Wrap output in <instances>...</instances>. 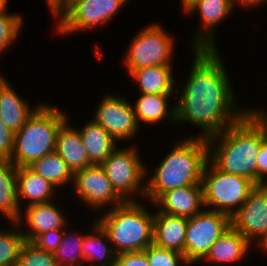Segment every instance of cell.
<instances>
[{
	"label": "cell",
	"instance_id": "cell-1",
	"mask_svg": "<svg viewBox=\"0 0 267 266\" xmlns=\"http://www.w3.org/2000/svg\"><path fill=\"white\" fill-rule=\"evenodd\" d=\"M191 51L192 68L185 82H180V86L176 83L173 97L179 98L175 101L176 125L199 126L202 131L193 137L208 139L236 123L251 106L244 108L239 104L218 49Z\"/></svg>",
	"mask_w": 267,
	"mask_h": 266
},
{
	"label": "cell",
	"instance_id": "cell-2",
	"mask_svg": "<svg viewBox=\"0 0 267 266\" xmlns=\"http://www.w3.org/2000/svg\"><path fill=\"white\" fill-rule=\"evenodd\" d=\"M267 138V121L251 107L222 133L209 137L208 160L220 171L239 175L257 185V156Z\"/></svg>",
	"mask_w": 267,
	"mask_h": 266
},
{
	"label": "cell",
	"instance_id": "cell-3",
	"mask_svg": "<svg viewBox=\"0 0 267 266\" xmlns=\"http://www.w3.org/2000/svg\"><path fill=\"white\" fill-rule=\"evenodd\" d=\"M179 140L171 144L172 149L150 173V178L146 177V202L153 203L171 189L201 185L202 172L208 161L207 140L191 135Z\"/></svg>",
	"mask_w": 267,
	"mask_h": 266
},
{
	"label": "cell",
	"instance_id": "cell-4",
	"mask_svg": "<svg viewBox=\"0 0 267 266\" xmlns=\"http://www.w3.org/2000/svg\"><path fill=\"white\" fill-rule=\"evenodd\" d=\"M145 202L125 201L121 205L102 211L96 218L117 254L144 251L153 244L155 211L152 212L143 204Z\"/></svg>",
	"mask_w": 267,
	"mask_h": 266
},
{
	"label": "cell",
	"instance_id": "cell-5",
	"mask_svg": "<svg viewBox=\"0 0 267 266\" xmlns=\"http://www.w3.org/2000/svg\"><path fill=\"white\" fill-rule=\"evenodd\" d=\"M48 104L42 103L15 132L14 150L9 160L14 166H29L55 151L58 131L70 117L65 110Z\"/></svg>",
	"mask_w": 267,
	"mask_h": 266
},
{
	"label": "cell",
	"instance_id": "cell-6",
	"mask_svg": "<svg viewBox=\"0 0 267 266\" xmlns=\"http://www.w3.org/2000/svg\"><path fill=\"white\" fill-rule=\"evenodd\" d=\"M201 186L204 208L232 217L257 185L246 177L220 171L208 160Z\"/></svg>",
	"mask_w": 267,
	"mask_h": 266
},
{
	"label": "cell",
	"instance_id": "cell-7",
	"mask_svg": "<svg viewBox=\"0 0 267 266\" xmlns=\"http://www.w3.org/2000/svg\"><path fill=\"white\" fill-rule=\"evenodd\" d=\"M136 145L135 143V145L128 144L129 147H117L100 165L106 172L114 190L124 201H137L136 196L138 201L140 197L144 201L145 179L149 175L150 169L142 162Z\"/></svg>",
	"mask_w": 267,
	"mask_h": 266
},
{
	"label": "cell",
	"instance_id": "cell-8",
	"mask_svg": "<svg viewBox=\"0 0 267 266\" xmlns=\"http://www.w3.org/2000/svg\"><path fill=\"white\" fill-rule=\"evenodd\" d=\"M159 22L149 23L137 31L124 56L126 71L156 65H173L175 41L172 34Z\"/></svg>",
	"mask_w": 267,
	"mask_h": 266
},
{
	"label": "cell",
	"instance_id": "cell-9",
	"mask_svg": "<svg viewBox=\"0 0 267 266\" xmlns=\"http://www.w3.org/2000/svg\"><path fill=\"white\" fill-rule=\"evenodd\" d=\"M231 227V217L222 212L203 209L188 218L184 256L194 266L209 253L216 240Z\"/></svg>",
	"mask_w": 267,
	"mask_h": 266
},
{
	"label": "cell",
	"instance_id": "cell-10",
	"mask_svg": "<svg viewBox=\"0 0 267 266\" xmlns=\"http://www.w3.org/2000/svg\"><path fill=\"white\" fill-rule=\"evenodd\" d=\"M128 2L129 0H82L55 22V32L68 36L108 25Z\"/></svg>",
	"mask_w": 267,
	"mask_h": 266
},
{
	"label": "cell",
	"instance_id": "cell-11",
	"mask_svg": "<svg viewBox=\"0 0 267 266\" xmlns=\"http://www.w3.org/2000/svg\"><path fill=\"white\" fill-rule=\"evenodd\" d=\"M109 93L105 94L99 104L95 106L92 119L102 126L118 143L129 139L130 142L141 132L132 102L130 103V100L120 94Z\"/></svg>",
	"mask_w": 267,
	"mask_h": 266
},
{
	"label": "cell",
	"instance_id": "cell-12",
	"mask_svg": "<svg viewBox=\"0 0 267 266\" xmlns=\"http://www.w3.org/2000/svg\"><path fill=\"white\" fill-rule=\"evenodd\" d=\"M72 187L75 196L79 197L78 201L89 206L95 213L96 210L102 212V209L108 210L125 202L116 193L100 165H93L74 172Z\"/></svg>",
	"mask_w": 267,
	"mask_h": 266
},
{
	"label": "cell",
	"instance_id": "cell-13",
	"mask_svg": "<svg viewBox=\"0 0 267 266\" xmlns=\"http://www.w3.org/2000/svg\"><path fill=\"white\" fill-rule=\"evenodd\" d=\"M237 5L235 0H198L187 9L184 15L197 14L201 21L191 37L192 49H218L216 28L235 12Z\"/></svg>",
	"mask_w": 267,
	"mask_h": 266
},
{
	"label": "cell",
	"instance_id": "cell-14",
	"mask_svg": "<svg viewBox=\"0 0 267 266\" xmlns=\"http://www.w3.org/2000/svg\"><path fill=\"white\" fill-rule=\"evenodd\" d=\"M231 226L240 232L253 247H256L264 238L267 233L266 186H256L246 202L231 217Z\"/></svg>",
	"mask_w": 267,
	"mask_h": 266
},
{
	"label": "cell",
	"instance_id": "cell-15",
	"mask_svg": "<svg viewBox=\"0 0 267 266\" xmlns=\"http://www.w3.org/2000/svg\"><path fill=\"white\" fill-rule=\"evenodd\" d=\"M54 202L56 201L53 200L29 206H24L23 204L24 208L22 210L24 211H21V214H23L20 215L17 223L25 241L32 242L38 235L44 232L55 229H65L68 224L70 225L67 215L65 216V214H63L66 212H63L59 208V205ZM24 227H26V230H24Z\"/></svg>",
	"mask_w": 267,
	"mask_h": 266
},
{
	"label": "cell",
	"instance_id": "cell-16",
	"mask_svg": "<svg viewBox=\"0 0 267 266\" xmlns=\"http://www.w3.org/2000/svg\"><path fill=\"white\" fill-rule=\"evenodd\" d=\"M173 216L193 217L204 209L202 186L192 185L162 193L151 206Z\"/></svg>",
	"mask_w": 267,
	"mask_h": 266
},
{
	"label": "cell",
	"instance_id": "cell-17",
	"mask_svg": "<svg viewBox=\"0 0 267 266\" xmlns=\"http://www.w3.org/2000/svg\"><path fill=\"white\" fill-rule=\"evenodd\" d=\"M176 94H145L140 93L133 105L136 120L141 128V122L153 126L161 121L176 125V103H170L171 97ZM164 120V121H163Z\"/></svg>",
	"mask_w": 267,
	"mask_h": 266
},
{
	"label": "cell",
	"instance_id": "cell-18",
	"mask_svg": "<svg viewBox=\"0 0 267 266\" xmlns=\"http://www.w3.org/2000/svg\"><path fill=\"white\" fill-rule=\"evenodd\" d=\"M188 218L155 211L153 244L184 254Z\"/></svg>",
	"mask_w": 267,
	"mask_h": 266
},
{
	"label": "cell",
	"instance_id": "cell-19",
	"mask_svg": "<svg viewBox=\"0 0 267 266\" xmlns=\"http://www.w3.org/2000/svg\"><path fill=\"white\" fill-rule=\"evenodd\" d=\"M253 246L248 240L232 226L222 234L216 242L211 246L209 253L202 260L203 263L212 264H235L240 263Z\"/></svg>",
	"mask_w": 267,
	"mask_h": 266
},
{
	"label": "cell",
	"instance_id": "cell-20",
	"mask_svg": "<svg viewBox=\"0 0 267 266\" xmlns=\"http://www.w3.org/2000/svg\"><path fill=\"white\" fill-rule=\"evenodd\" d=\"M51 182L35 173L28 166L17 167V191L20 209L25 206L53 201L58 192ZM57 191V192H56ZM26 200V201H25Z\"/></svg>",
	"mask_w": 267,
	"mask_h": 266
},
{
	"label": "cell",
	"instance_id": "cell-21",
	"mask_svg": "<svg viewBox=\"0 0 267 266\" xmlns=\"http://www.w3.org/2000/svg\"><path fill=\"white\" fill-rule=\"evenodd\" d=\"M89 229V233H84L81 245L83 266H115L117 253L107 233L94 219Z\"/></svg>",
	"mask_w": 267,
	"mask_h": 266
},
{
	"label": "cell",
	"instance_id": "cell-22",
	"mask_svg": "<svg viewBox=\"0 0 267 266\" xmlns=\"http://www.w3.org/2000/svg\"><path fill=\"white\" fill-rule=\"evenodd\" d=\"M14 89L8 80L0 87V118L5 126L15 133L26 123L42 101L31 106Z\"/></svg>",
	"mask_w": 267,
	"mask_h": 266
},
{
	"label": "cell",
	"instance_id": "cell-23",
	"mask_svg": "<svg viewBox=\"0 0 267 266\" xmlns=\"http://www.w3.org/2000/svg\"><path fill=\"white\" fill-rule=\"evenodd\" d=\"M69 122L68 119L58 131L55 151L74 173L77 170L93 166V164L83 146L79 131Z\"/></svg>",
	"mask_w": 267,
	"mask_h": 266
},
{
	"label": "cell",
	"instance_id": "cell-24",
	"mask_svg": "<svg viewBox=\"0 0 267 266\" xmlns=\"http://www.w3.org/2000/svg\"><path fill=\"white\" fill-rule=\"evenodd\" d=\"M173 65H156L132 71L129 77L137 82L140 93L176 94L177 79ZM176 79V80H175Z\"/></svg>",
	"mask_w": 267,
	"mask_h": 266
},
{
	"label": "cell",
	"instance_id": "cell-25",
	"mask_svg": "<svg viewBox=\"0 0 267 266\" xmlns=\"http://www.w3.org/2000/svg\"><path fill=\"white\" fill-rule=\"evenodd\" d=\"M83 146L87 151L89 160L93 165H101L118 147L119 143L92 118L85 121L80 129Z\"/></svg>",
	"mask_w": 267,
	"mask_h": 266
},
{
	"label": "cell",
	"instance_id": "cell-26",
	"mask_svg": "<svg viewBox=\"0 0 267 266\" xmlns=\"http://www.w3.org/2000/svg\"><path fill=\"white\" fill-rule=\"evenodd\" d=\"M17 191V167L9 160H0V215L17 222L21 215Z\"/></svg>",
	"mask_w": 267,
	"mask_h": 266
},
{
	"label": "cell",
	"instance_id": "cell-27",
	"mask_svg": "<svg viewBox=\"0 0 267 266\" xmlns=\"http://www.w3.org/2000/svg\"><path fill=\"white\" fill-rule=\"evenodd\" d=\"M28 167L55 187L73 184L74 173L56 151L33 161Z\"/></svg>",
	"mask_w": 267,
	"mask_h": 266
},
{
	"label": "cell",
	"instance_id": "cell-28",
	"mask_svg": "<svg viewBox=\"0 0 267 266\" xmlns=\"http://www.w3.org/2000/svg\"><path fill=\"white\" fill-rule=\"evenodd\" d=\"M71 226L64 230L62 243L53 252L57 266H83L82 241L84 232H72Z\"/></svg>",
	"mask_w": 267,
	"mask_h": 266
},
{
	"label": "cell",
	"instance_id": "cell-29",
	"mask_svg": "<svg viewBox=\"0 0 267 266\" xmlns=\"http://www.w3.org/2000/svg\"><path fill=\"white\" fill-rule=\"evenodd\" d=\"M9 224H12L7 226H11L9 229L0 228V266H16L21 247L25 242L18 223L9 222Z\"/></svg>",
	"mask_w": 267,
	"mask_h": 266
},
{
	"label": "cell",
	"instance_id": "cell-30",
	"mask_svg": "<svg viewBox=\"0 0 267 266\" xmlns=\"http://www.w3.org/2000/svg\"><path fill=\"white\" fill-rule=\"evenodd\" d=\"M23 25V16L20 12L10 13L7 9L0 12V56L18 41Z\"/></svg>",
	"mask_w": 267,
	"mask_h": 266
},
{
	"label": "cell",
	"instance_id": "cell-31",
	"mask_svg": "<svg viewBox=\"0 0 267 266\" xmlns=\"http://www.w3.org/2000/svg\"><path fill=\"white\" fill-rule=\"evenodd\" d=\"M16 266H57L54 253L38 248L25 241L21 247Z\"/></svg>",
	"mask_w": 267,
	"mask_h": 266
},
{
	"label": "cell",
	"instance_id": "cell-32",
	"mask_svg": "<svg viewBox=\"0 0 267 266\" xmlns=\"http://www.w3.org/2000/svg\"><path fill=\"white\" fill-rule=\"evenodd\" d=\"M144 252L150 266H192L184 254L160 248L155 244L149 245Z\"/></svg>",
	"mask_w": 267,
	"mask_h": 266
},
{
	"label": "cell",
	"instance_id": "cell-33",
	"mask_svg": "<svg viewBox=\"0 0 267 266\" xmlns=\"http://www.w3.org/2000/svg\"><path fill=\"white\" fill-rule=\"evenodd\" d=\"M65 229H55L38 235L32 243H34L38 248L54 252L58 246L62 243V238L64 236Z\"/></svg>",
	"mask_w": 267,
	"mask_h": 266
},
{
	"label": "cell",
	"instance_id": "cell-34",
	"mask_svg": "<svg viewBox=\"0 0 267 266\" xmlns=\"http://www.w3.org/2000/svg\"><path fill=\"white\" fill-rule=\"evenodd\" d=\"M15 133L0 118V160H10L14 150Z\"/></svg>",
	"mask_w": 267,
	"mask_h": 266
},
{
	"label": "cell",
	"instance_id": "cell-35",
	"mask_svg": "<svg viewBox=\"0 0 267 266\" xmlns=\"http://www.w3.org/2000/svg\"><path fill=\"white\" fill-rule=\"evenodd\" d=\"M115 266H150L144 251L117 254Z\"/></svg>",
	"mask_w": 267,
	"mask_h": 266
},
{
	"label": "cell",
	"instance_id": "cell-36",
	"mask_svg": "<svg viewBox=\"0 0 267 266\" xmlns=\"http://www.w3.org/2000/svg\"><path fill=\"white\" fill-rule=\"evenodd\" d=\"M267 187V138L262 142L257 156V186Z\"/></svg>",
	"mask_w": 267,
	"mask_h": 266
},
{
	"label": "cell",
	"instance_id": "cell-37",
	"mask_svg": "<svg viewBox=\"0 0 267 266\" xmlns=\"http://www.w3.org/2000/svg\"><path fill=\"white\" fill-rule=\"evenodd\" d=\"M48 10L57 21L66 13V0H46Z\"/></svg>",
	"mask_w": 267,
	"mask_h": 266
},
{
	"label": "cell",
	"instance_id": "cell-38",
	"mask_svg": "<svg viewBox=\"0 0 267 266\" xmlns=\"http://www.w3.org/2000/svg\"><path fill=\"white\" fill-rule=\"evenodd\" d=\"M267 0H241V8L246 9H254L258 6L266 5Z\"/></svg>",
	"mask_w": 267,
	"mask_h": 266
},
{
	"label": "cell",
	"instance_id": "cell-39",
	"mask_svg": "<svg viewBox=\"0 0 267 266\" xmlns=\"http://www.w3.org/2000/svg\"><path fill=\"white\" fill-rule=\"evenodd\" d=\"M196 1L198 0H179L182 12H185L187 9H189Z\"/></svg>",
	"mask_w": 267,
	"mask_h": 266
},
{
	"label": "cell",
	"instance_id": "cell-40",
	"mask_svg": "<svg viewBox=\"0 0 267 266\" xmlns=\"http://www.w3.org/2000/svg\"><path fill=\"white\" fill-rule=\"evenodd\" d=\"M258 250H262L267 253V233L265 234L264 238L256 245Z\"/></svg>",
	"mask_w": 267,
	"mask_h": 266
},
{
	"label": "cell",
	"instance_id": "cell-41",
	"mask_svg": "<svg viewBox=\"0 0 267 266\" xmlns=\"http://www.w3.org/2000/svg\"><path fill=\"white\" fill-rule=\"evenodd\" d=\"M82 0H66V12L75 4Z\"/></svg>",
	"mask_w": 267,
	"mask_h": 266
},
{
	"label": "cell",
	"instance_id": "cell-42",
	"mask_svg": "<svg viewBox=\"0 0 267 266\" xmlns=\"http://www.w3.org/2000/svg\"><path fill=\"white\" fill-rule=\"evenodd\" d=\"M262 116L263 118L267 121V112L265 110V108L263 107L262 109L259 107L258 109L255 108Z\"/></svg>",
	"mask_w": 267,
	"mask_h": 266
},
{
	"label": "cell",
	"instance_id": "cell-43",
	"mask_svg": "<svg viewBox=\"0 0 267 266\" xmlns=\"http://www.w3.org/2000/svg\"><path fill=\"white\" fill-rule=\"evenodd\" d=\"M7 8V0H0V12L6 10Z\"/></svg>",
	"mask_w": 267,
	"mask_h": 266
},
{
	"label": "cell",
	"instance_id": "cell-44",
	"mask_svg": "<svg viewBox=\"0 0 267 266\" xmlns=\"http://www.w3.org/2000/svg\"><path fill=\"white\" fill-rule=\"evenodd\" d=\"M7 76L4 77L3 73L0 72V87L7 81Z\"/></svg>",
	"mask_w": 267,
	"mask_h": 266
},
{
	"label": "cell",
	"instance_id": "cell-45",
	"mask_svg": "<svg viewBox=\"0 0 267 266\" xmlns=\"http://www.w3.org/2000/svg\"><path fill=\"white\" fill-rule=\"evenodd\" d=\"M239 5L240 9H241V0H235Z\"/></svg>",
	"mask_w": 267,
	"mask_h": 266
}]
</instances>
